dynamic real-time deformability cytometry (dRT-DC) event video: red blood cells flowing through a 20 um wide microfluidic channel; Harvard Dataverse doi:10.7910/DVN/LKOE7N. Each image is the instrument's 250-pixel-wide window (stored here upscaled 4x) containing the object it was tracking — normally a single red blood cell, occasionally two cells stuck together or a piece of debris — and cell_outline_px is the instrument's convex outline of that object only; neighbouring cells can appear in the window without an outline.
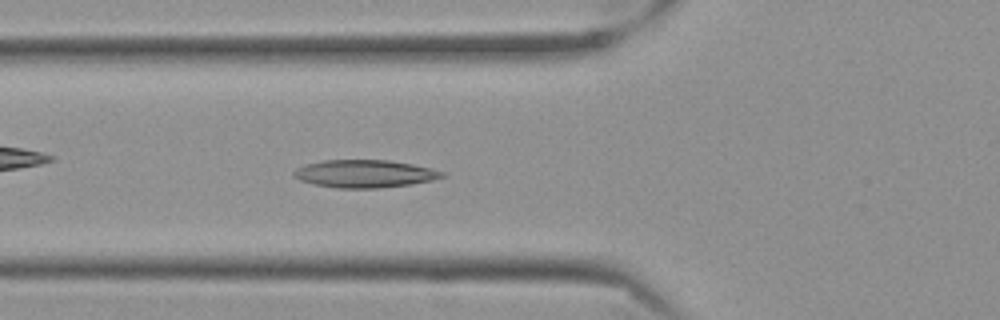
{"species": "Egyptian fruit bat (a non-hibernating species)", "species_latin": "Rousettus aegyptiacus", "temperature_condition": "cold", "stored_images_in_passage": 56, "camera_frame_rate_fps": 3000, "um_per_image_px": 0.085, "frame": {"image": 1, "passage_image": 20, "time_ms": 6.333, "image_size_px": [1000, 320], "cell_outline_px": [[448, 176], [432, 180], [412, 184], [380, 188], [336, 188], [312, 184], [300, 180], [292, 176], [292, 172], [296, 168], [304, 164], [324, 160], [388, 160], [412, 164], [444, 172]], "centroid_in_image_um": [30.96, 14.77], "position_along_channel_um": 94.8, "area_um2": 24.1}}
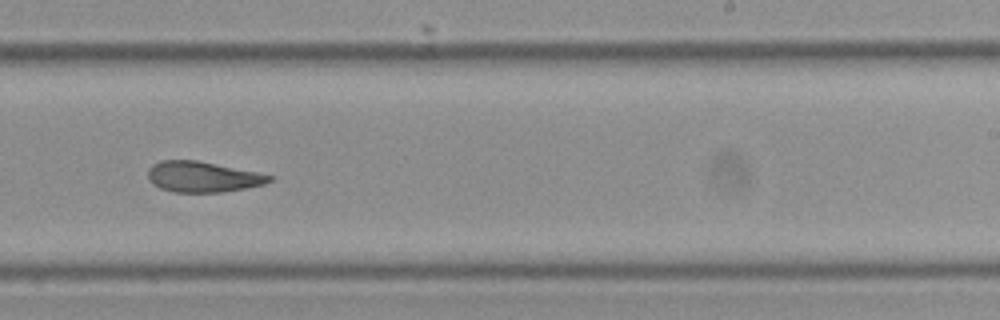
{"frame": {"image": 2, "passage_image": 35, "time_ms": 11.333, "image_size_px": [1000, 320], "cell_outline_px": [[272, 180], [264, 184], [224, 192], [172, 192], [160, 188], [152, 184], [148, 180], [148, 168], [152, 164], [160, 160], [196, 160], [256, 172], [272, 176]], "centroid_in_image_um": [17.16, 15.03], "position_along_channel_um": 271.8, "area_um2": 21.62}}
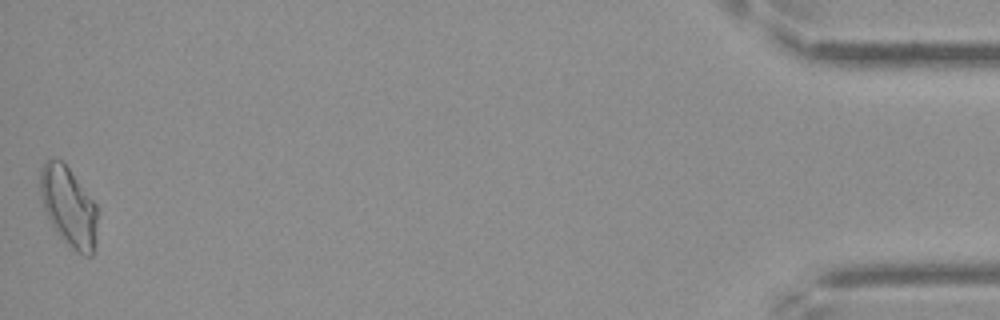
{"frame": {"image": 3, "passage_image": 56, "time_ms": 18.333, "image_size_px": [1000, 320], "cell_outline_px": [[100, 212], [96, 240], [92, 256], [84, 256], [72, 248], [56, 232], [40, 200], [40, 168], [48, 160], [60, 160], [68, 168], [96, 204]], "centroid_in_image_um": [5.87, 17.61], "position_along_channel_um": 429.3, "area_um2": 26.59}, "authors_computed_cell_mechanics": {"area_um2": 23.2645, "velocity_mm_per_s": 3.5278, "shape_relaxation_time_tau1_ms": null, "shape_relaxation_time_tau2_ms": 4.3584, "deformation_change_tau1": null, "deformation_change_tau2": 0.1086}}